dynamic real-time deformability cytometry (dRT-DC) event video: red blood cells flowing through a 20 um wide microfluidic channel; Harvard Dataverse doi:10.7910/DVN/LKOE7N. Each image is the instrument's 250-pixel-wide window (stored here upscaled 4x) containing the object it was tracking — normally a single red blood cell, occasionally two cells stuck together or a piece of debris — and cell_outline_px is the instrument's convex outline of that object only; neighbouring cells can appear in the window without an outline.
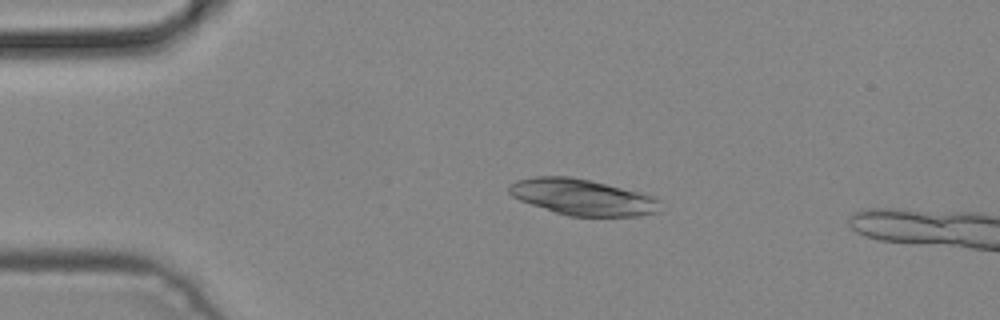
{"species": "common noctule bat (a hibernating species)", "species_latin": "Nyctalus noctula", "temperature_condition": "cold", "stored_images_in_passage": 4, "camera_frame_rate_fps": 3000, "um_per_image_px": 0.085, "animal": {"sex": "male", "body_mass_g": 19.2, "forearm_length_mm": 51.8}, "frame": {"image": 1, "passage_image": 2, "time_ms": 0.333, "image_size_px": [1000, 320], "cell_outline_px": [[660, 212], [640, 216], [568, 216], [520, 200], [512, 196], [508, 192], [508, 184], [516, 180], [532, 176], [568, 176], [588, 180], [656, 196], [660, 200]], "centroid_in_image_um": [49.52, 16.75], "position_along_channel_um": 35.5, "area_um2": 31.79}}